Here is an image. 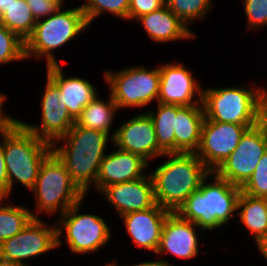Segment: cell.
I'll use <instances>...</instances> for the list:
<instances>
[{
  "label": "cell",
  "instance_id": "cell-1",
  "mask_svg": "<svg viewBox=\"0 0 267 266\" xmlns=\"http://www.w3.org/2000/svg\"><path fill=\"white\" fill-rule=\"evenodd\" d=\"M108 143H113L108 134L75 123L66 135L52 144V151L86 196L90 188L95 189L100 164L109 149Z\"/></svg>",
  "mask_w": 267,
  "mask_h": 266
},
{
  "label": "cell",
  "instance_id": "cell-2",
  "mask_svg": "<svg viewBox=\"0 0 267 266\" xmlns=\"http://www.w3.org/2000/svg\"><path fill=\"white\" fill-rule=\"evenodd\" d=\"M161 158L164 161L149 171L155 200L160 207L176 212L193 192L199 190L210 171L195 153H165Z\"/></svg>",
  "mask_w": 267,
  "mask_h": 266
},
{
  "label": "cell",
  "instance_id": "cell-3",
  "mask_svg": "<svg viewBox=\"0 0 267 266\" xmlns=\"http://www.w3.org/2000/svg\"><path fill=\"white\" fill-rule=\"evenodd\" d=\"M240 193V187L210 172L201 182L199 190L193 192L176 212L204 232L221 231V227L229 224L233 216L236 217Z\"/></svg>",
  "mask_w": 267,
  "mask_h": 266
},
{
  "label": "cell",
  "instance_id": "cell-4",
  "mask_svg": "<svg viewBox=\"0 0 267 266\" xmlns=\"http://www.w3.org/2000/svg\"><path fill=\"white\" fill-rule=\"evenodd\" d=\"M64 6L45 19L36 21L32 35L25 41L26 60L45 58L46 66L61 64L54 55L55 50L87 31L90 25L81 6H70L66 10Z\"/></svg>",
  "mask_w": 267,
  "mask_h": 266
},
{
  "label": "cell",
  "instance_id": "cell-5",
  "mask_svg": "<svg viewBox=\"0 0 267 266\" xmlns=\"http://www.w3.org/2000/svg\"><path fill=\"white\" fill-rule=\"evenodd\" d=\"M3 148L9 197L16 183L30 191L44 159L52 152V145L36 137L18 121L11 128L3 130Z\"/></svg>",
  "mask_w": 267,
  "mask_h": 266
},
{
  "label": "cell",
  "instance_id": "cell-6",
  "mask_svg": "<svg viewBox=\"0 0 267 266\" xmlns=\"http://www.w3.org/2000/svg\"><path fill=\"white\" fill-rule=\"evenodd\" d=\"M242 86V87H241ZM203 88L202 105L207 120L237 125H257L265 87L250 86Z\"/></svg>",
  "mask_w": 267,
  "mask_h": 266
},
{
  "label": "cell",
  "instance_id": "cell-7",
  "mask_svg": "<svg viewBox=\"0 0 267 266\" xmlns=\"http://www.w3.org/2000/svg\"><path fill=\"white\" fill-rule=\"evenodd\" d=\"M30 191L36 201L35 209L31 211L33 218H40L39 214L42 213L48 216L59 213L60 216L71 206L86 199V195L73 182L65 165L53 151L44 159Z\"/></svg>",
  "mask_w": 267,
  "mask_h": 266
},
{
  "label": "cell",
  "instance_id": "cell-8",
  "mask_svg": "<svg viewBox=\"0 0 267 266\" xmlns=\"http://www.w3.org/2000/svg\"><path fill=\"white\" fill-rule=\"evenodd\" d=\"M84 199L57 216V248L66 241L71 254L86 255L100 251L111 240L112 230L104 217L80 213ZM63 238H62V237ZM63 239V240H62ZM65 239V240H64Z\"/></svg>",
  "mask_w": 267,
  "mask_h": 266
},
{
  "label": "cell",
  "instance_id": "cell-9",
  "mask_svg": "<svg viewBox=\"0 0 267 266\" xmlns=\"http://www.w3.org/2000/svg\"><path fill=\"white\" fill-rule=\"evenodd\" d=\"M103 78L120 111L125 108L142 109L152 102H158L159 66L151 69L139 64L117 71L106 69Z\"/></svg>",
  "mask_w": 267,
  "mask_h": 266
},
{
  "label": "cell",
  "instance_id": "cell-10",
  "mask_svg": "<svg viewBox=\"0 0 267 266\" xmlns=\"http://www.w3.org/2000/svg\"><path fill=\"white\" fill-rule=\"evenodd\" d=\"M57 248L56 222L49 224L40 218H32L30 222L13 237L0 244V258L30 266L25 262L33 257H41Z\"/></svg>",
  "mask_w": 267,
  "mask_h": 266
},
{
  "label": "cell",
  "instance_id": "cell-11",
  "mask_svg": "<svg viewBox=\"0 0 267 266\" xmlns=\"http://www.w3.org/2000/svg\"><path fill=\"white\" fill-rule=\"evenodd\" d=\"M266 150L267 129L260 121L245 131L236 149L214 173L241 188L251 177Z\"/></svg>",
  "mask_w": 267,
  "mask_h": 266
},
{
  "label": "cell",
  "instance_id": "cell-12",
  "mask_svg": "<svg viewBox=\"0 0 267 266\" xmlns=\"http://www.w3.org/2000/svg\"><path fill=\"white\" fill-rule=\"evenodd\" d=\"M255 125H237L204 119L201 140L195 154L214 172L236 149L241 136Z\"/></svg>",
  "mask_w": 267,
  "mask_h": 266
},
{
  "label": "cell",
  "instance_id": "cell-13",
  "mask_svg": "<svg viewBox=\"0 0 267 266\" xmlns=\"http://www.w3.org/2000/svg\"><path fill=\"white\" fill-rule=\"evenodd\" d=\"M45 90L41 93V121L35 125L24 122L19 119V122L36 137L47 141L51 145L58 139L67 134V132L75 124V119L70 115L66 106L60 105L59 87L46 75Z\"/></svg>",
  "mask_w": 267,
  "mask_h": 266
},
{
  "label": "cell",
  "instance_id": "cell-14",
  "mask_svg": "<svg viewBox=\"0 0 267 266\" xmlns=\"http://www.w3.org/2000/svg\"><path fill=\"white\" fill-rule=\"evenodd\" d=\"M160 88L158 102L179 106L202 103L203 86L192 70L179 62L159 65Z\"/></svg>",
  "mask_w": 267,
  "mask_h": 266
},
{
  "label": "cell",
  "instance_id": "cell-15",
  "mask_svg": "<svg viewBox=\"0 0 267 266\" xmlns=\"http://www.w3.org/2000/svg\"><path fill=\"white\" fill-rule=\"evenodd\" d=\"M112 140L114 148L141 156L149 164L165 154L158 145L153 120L146 111L121 123Z\"/></svg>",
  "mask_w": 267,
  "mask_h": 266
},
{
  "label": "cell",
  "instance_id": "cell-16",
  "mask_svg": "<svg viewBox=\"0 0 267 266\" xmlns=\"http://www.w3.org/2000/svg\"><path fill=\"white\" fill-rule=\"evenodd\" d=\"M199 228L194 222L182 218L177 212H169L163 224L160 242L155 255L170 254L176 259H195L199 255Z\"/></svg>",
  "mask_w": 267,
  "mask_h": 266
},
{
  "label": "cell",
  "instance_id": "cell-17",
  "mask_svg": "<svg viewBox=\"0 0 267 266\" xmlns=\"http://www.w3.org/2000/svg\"><path fill=\"white\" fill-rule=\"evenodd\" d=\"M99 194L110 203L119 217L129 212L146 210L156 204L150 173L140 179L109 185Z\"/></svg>",
  "mask_w": 267,
  "mask_h": 266
},
{
  "label": "cell",
  "instance_id": "cell-18",
  "mask_svg": "<svg viewBox=\"0 0 267 266\" xmlns=\"http://www.w3.org/2000/svg\"><path fill=\"white\" fill-rule=\"evenodd\" d=\"M170 211L157 203L146 210L134 211L120 217L131 243L138 249L156 253L163 224Z\"/></svg>",
  "mask_w": 267,
  "mask_h": 266
},
{
  "label": "cell",
  "instance_id": "cell-19",
  "mask_svg": "<svg viewBox=\"0 0 267 266\" xmlns=\"http://www.w3.org/2000/svg\"><path fill=\"white\" fill-rule=\"evenodd\" d=\"M149 165L141 156L116 147L102 159L95 190L100 193L109 185L140 179L148 174Z\"/></svg>",
  "mask_w": 267,
  "mask_h": 266
},
{
  "label": "cell",
  "instance_id": "cell-20",
  "mask_svg": "<svg viewBox=\"0 0 267 266\" xmlns=\"http://www.w3.org/2000/svg\"><path fill=\"white\" fill-rule=\"evenodd\" d=\"M46 75L59 87L60 105L66 106L70 115L76 119L95 97L98 89L89 80L79 76H67L62 64L45 67Z\"/></svg>",
  "mask_w": 267,
  "mask_h": 266
},
{
  "label": "cell",
  "instance_id": "cell-21",
  "mask_svg": "<svg viewBox=\"0 0 267 266\" xmlns=\"http://www.w3.org/2000/svg\"><path fill=\"white\" fill-rule=\"evenodd\" d=\"M134 22L142 24L147 38L155 43L193 40L197 36L167 6L138 17Z\"/></svg>",
  "mask_w": 267,
  "mask_h": 266
},
{
  "label": "cell",
  "instance_id": "cell-22",
  "mask_svg": "<svg viewBox=\"0 0 267 266\" xmlns=\"http://www.w3.org/2000/svg\"><path fill=\"white\" fill-rule=\"evenodd\" d=\"M204 119L202 103L189 106L177 105L175 152L195 153L198 150Z\"/></svg>",
  "mask_w": 267,
  "mask_h": 266
},
{
  "label": "cell",
  "instance_id": "cell-23",
  "mask_svg": "<svg viewBox=\"0 0 267 266\" xmlns=\"http://www.w3.org/2000/svg\"><path fill=\"white\" fill-rule=\"evenodd\" d=\"M108 94L107 101L101 99L99 95L95 97L83 108L81 114L75 119V123L81 127L102 131L113 139L116 132L112 130V126L115 125L113 120L116 119L115 116L119 110L111 94Z\"/></svg>",
  "mask_w": 267,
  "mask_h": 266
},
{
  "label": "cell",
  "instance_id": "cell-24",
  "mask_svg": "<svg viewBox=\"0 0 267 266\" xmlns=\"http://www.w3.org/2000/svg\"><path fill=\"white\" fill-rule=\"evenodd\" d=\"M240 210V211H239ZM240 225L253 236L254 241L258 240L267 231V202L265 198L252 197L243 192L240 193L237 201V213Z\"/></svg>",
  "mask_w": 267,
  "mask_h": 266
},
{
  "label": "cell",
  "instance_id": "cell-25",
  "mask_svg": "<svg viewBox=\"0 0 267 266\" xmlns=\"http://www.w3.org/2000/svg\"><path fill=\"white\" fill-rule=\"evenodd\" d=\"M156 104V109L147 113L153 120L158 145L165 153H174L177 105Z\"/></svg>",
  "mask_w": 267,
  "mask_h": 266
},
{
  "label": "cell",
  "instance_id": "cell-26",
  "mask_svg": "<svg viewBox=\"0 0 267 266\" xmlns=\"http://www.w3.org/2000/svg\"><path fill=\"white\" fill-rule=\"evenodd\" d=\"M0 23L25 42L32 35L36 20L25 0H15L0 14Z\"/></svg>",
  "mask_w": 267,
  "mask_h": 266
},
{
  "label": "cell",
  "instance_id": "cell-27",
  "mask_svg": "<svg viewBox=\"0 0 267 266\" xmlns=\"http://www.w3.org/2000/svg\"><path fill=\"white\" fill-rule=\"evenodd\" d=\"M7 200L0 198V244L19 233L33 218L31 208Z\"/></svg>",
  "mask_w": 267,
  "mask_h": 266
},
{
  "label": "cell",
  "instance_id": "cell-28",
  "mask_svg": "<svg viewBox=\"0 0 267 266\" xmlns=\"http://www.w3.org/2000/svg\"><path fill=\"white\" fill-rule=\"evenodd\" d=\"M214 2V0H166L165 5L197 36L189 26L197 20H205L215 6Z\"/></svg>",
  "mask_w": 267,
  "mask_h": 266
},
{
  "label": "cell",
  "instance_id": "cell-29",
  "mask_svg": "<svg viewBox=\"0 0 267 266\" xmlns=\"http://www.w3.org/2000/svg\"><path fill=\"white\" fill-rule=\"evenodd\" d=\"M129 4L130 0H85L80 6L89 25H92L93 20L104 13L128 21Z\"/></svg>",
  "mask_w": 267,
  "mask_h": 266
},
{
  "label": "cell",
  "instance_id": "cell-30",
  "mask_svg": "<svg viewBox=\"0 0 267 266\" xmlns=\"http://www.w3.org/2000/svg\"><path fill=\"white\" fill-rule=\"evenodd\" d=\"M25 60V42L0 23V66Z\"/></svg>",
  "mask_w": 267,
  "mask_h": 266
},
{
  "label": "cell",
  "instance_id": "cell-31",
  "mask_svg": "<svg viewBox=\"0 0 267 266\" xmlns=\"http://www.w3.org/2000/svg\"><path fill=\"white\" fill-rule=\"evenodd\" d=\"M240 190L252 197L265 198L267 196V150L261 157L251 177Z\"/></svg>",
  "mask_w": 267,
  "mask_h": 266
},
{
  "label": "cell",
  "instance_id": "cell-32",
  "mask_svg": "<svg viewBox=\"0 0 267 266\" xmlns=\"http://www.w3.org/2000/svg\"><path fill=\"white\" fill-rule=\"evenodd\" d=\"M247 24L246 29H267V0H242Z\"/></svg>",
  "mask_w": 267,
  "mask_h": 266
},
{
  "label": "cell",
  "instance_id": "cell-33",
  "mask_svg": "<svg viewBox=\"0 0 267 266\" xmlns=\"http://www.w3.org/2000/svg\"><path fill=\"white\" fill-rule=\"evenodd\" d=\"M32 10L36 21L45 19L52 13L58 11L65 3V0H25Z\"/></svg>",
  "mask_w": 267,
  "mask_h": 266
},
{
  "label": "cell",
  "instance_id": "cell-34",
  "mask_svg": "<svg viewBox=\"0 0 267 266\" xmlns=\"http://www.w3.org/2000/svg\"><path fill=\"white\" fill-rule=\"evenodd\" d=\"M166 0H130L128 20L135 21L141 15L151 13L165 6Z\"/></svg>",
  "mask_w": 267,
  "mask_h": 266
},
{
  "label": "cell",
  "instance_id": "cell-35",
  "mask_svg": "<svg viewBox=\"0 0 267 266\" xmlns=\"http://www.w3.org/2000/svg\"><path fill=\"white\" fill-rule=\"evenodd\" d=\"M0 198L9 199V183L3 148V131L0 133Z\"/></svg>",
  "mask_w": 267,
  "mask_h": 266
},
{
  "label": "cell",
  "instance_id": "cell-36",
  "mask_svg": "<svg viewBox=\"0 0 267 266\" xmlns=\"http://www.w3.org/2000/svg\"><path fill=\"white\" fill-rule=\"evenodd\" d=\"M6 98H8L6 93L4 92L2 93L0 91V128L2 130L11 128L19 121V119L15 117L13 118L12 115H10V113L6 114L4 112L3 108L5 109L4 103L7 102Z\"/></svg>",
  "mask_w": 267,
  "mask_h": 266
},
{
  "label": "cell",
  "instance_id": "cell-37",
  "mask_svg": "<svg viewBox=\"0 0 267 266\" xmlns=\"http://www.w3.org/2000/svg\"><path fill=\"white\" fill-rule=\"evenodd\" d=\"M119 266H122V265H119ZM123 266H174V264L172 265V263H170L168 259L165 260V258L163 257L162 259H158V260H156L155 258V260H149V261L144 260L143 262L140 261V263L138 262L133 265L124 264Z\"/></svg>",
  "mask_w": 267,
  "mask_h": 266
},
{
  "label": "cell",
  "instance_id": "cell-38",
  "mask_svg": "<svg viewBox=\"0 0 267 266\" xmlns=\"http://www.w3.org/2000/svg\"><path fill=\"white\" fill-rule=\"evenodd\" d=\"M255 243H256L257 249L259 250L258 252L267 261V231L258 240H256Z\"/></svg>",
  "mask_w": 267,
  "mask_h": 266
},
{
  "label": "cell",
  "instance_id": "cell-39",
  "mask_svg": "<svg viewBox=\"0 0 267 266\" xmlns=\"http://www.w3.org/2000/svg\"><path fill=\"white\" fill-rule=\"evenodd\" d=\"M261 122L266 126L267 129V90L264 89L262 102H261Z\"/></svg>",
  "mask_w": 267,
  "mask_h": 266
},
{
  "label": "cell",
  "instance_id": "cell-40",
  "mask_svg": "<svg viewBox=\"0 0 267 266\" xmlns=\"http://www.w3.org/2000/svg\"><path fill=\"white\" fill-rule=\"evenodd\" d=\"M13 2H15V0H0V14L7 10V7Z\"/></svg>",
  "mask_w": 267,
  "mask_h": 266
},
{
  "label": "cell",
  "instance_id": "cell-41",
  "mask_svg": "<svg viewBox=\"0 0 267 266\" xmlns=\"http://www.w3.org/2000/svg\"><path fill=\"white\" fill-rule=\"evenodd\" d=\"M0 266H22V265L8 262L0 258Z\"/></svg>",
  "mask_w": 267,
  "mask_h": 266
},
{
  "label": "cell",
  "instance_id": "cell-42",
  "mask_svg": "<svg viewBox=\"0 0 267 266\" xmlns=\"http://www.w3.org/2000/svg\"><path fill=\"white\" fill-rule=\"evenodd\" d=\"M105 264L106 265H104V266H119V264H117V262H116V259H115V261L112 260L111 262L109 261V262H107Z\"/></svg>",
  "mask_w": 267,
  "mask_h": 266
}]
</instances>
